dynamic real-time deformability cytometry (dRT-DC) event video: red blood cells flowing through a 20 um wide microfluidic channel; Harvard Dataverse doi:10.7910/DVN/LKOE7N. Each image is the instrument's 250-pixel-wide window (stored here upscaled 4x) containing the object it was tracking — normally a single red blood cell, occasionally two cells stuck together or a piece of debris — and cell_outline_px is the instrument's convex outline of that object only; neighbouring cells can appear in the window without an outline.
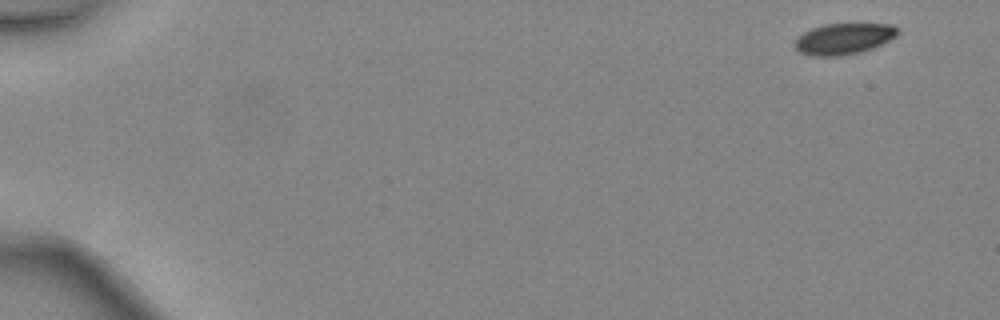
{"species": "common noctule bat (a hibernating species)", "species_latin": "Nyctalus noctula", "temperature_condition": "warm", "stored_images_in_passage": 4, "camera_frame_rate_fps": 3000, "um_per_image_px": 0.085, "animal": {"sex": "female", "body_mass_g": 24.6, "forearm_length_mm": 56.2}, "frame": {"image": 1, "passage_image": 1, "time_ms": 0.0, "image_size_px": [1000, 320], "cell_outline_px": [[900, 32], [896, 36], [872, 48], [860, 52], [840, 56], [812, 56], [800, 52], [792, 44], [796, 36], [812, 28], [824, 24], [892, 24]], "centroid_in_image_um": [71.66, 3.3], "position_along_channel_um": 13.3, "area_um2": 18.67}}